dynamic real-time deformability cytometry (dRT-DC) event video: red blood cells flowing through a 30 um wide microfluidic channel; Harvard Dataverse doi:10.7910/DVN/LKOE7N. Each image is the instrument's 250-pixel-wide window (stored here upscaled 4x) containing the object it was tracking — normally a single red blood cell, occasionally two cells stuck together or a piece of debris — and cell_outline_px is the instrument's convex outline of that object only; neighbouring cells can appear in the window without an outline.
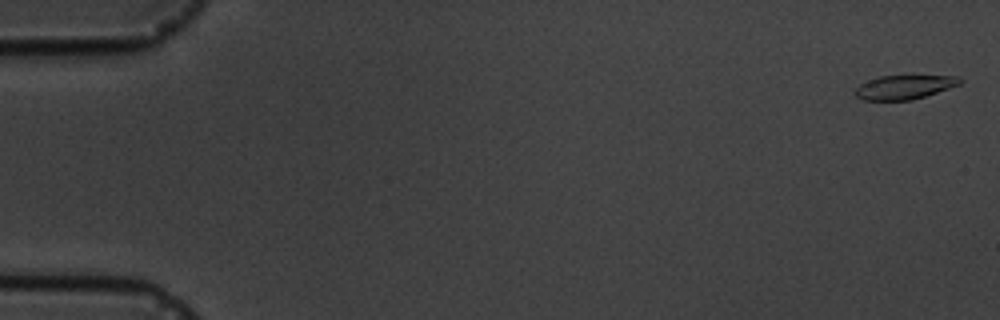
{"species": "common noctule bat (a hibernating species)", "species_latin": "Nyctalus noctula", "temperature_condition": "cold", "stored_images_in_passage": 10, "camera_frame_rate_fps": 3000, "um_per_image_px": 0.085, "animal": {"sex": "male", "body_mass_g": 19.5, "forearm_length_mm": 54.6}, "frame": {"image": 1, "passage_image": 1, "time_ms": 0.0, "image_size_px": [1000, 320], "cell_outline_px": [[964, 80], [960, 84], [912, 100], [864, 100], [856, 96], [852, 92], [860, 84], [876, 76], [912, 72], [960, 76]], "centroid_in_image_um": [76.91, 7.32], "position_along_channel_um": 8.1, "area_um2": 15.84}}
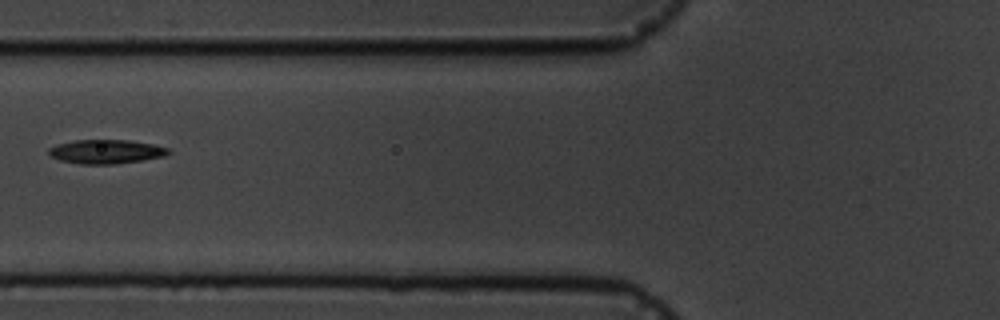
{"frame": {"image": 2, "passage_image": 7, "time_ms": 7.0, "image_size_px": [1000, 320], "cell_outline_px": [[172, 152], [164, 156], [144, 160], [116, 164], [80, 164], [60, 160], [52, 156], [48, 152], [48, 148], [56, 144], [76, 140], [128, 140], [152, 144], [168, 148]], "centroid_in_image_um": [9.02, 12.89], "position_along_channel_um": 116.8, "area_um2": 16.76}}
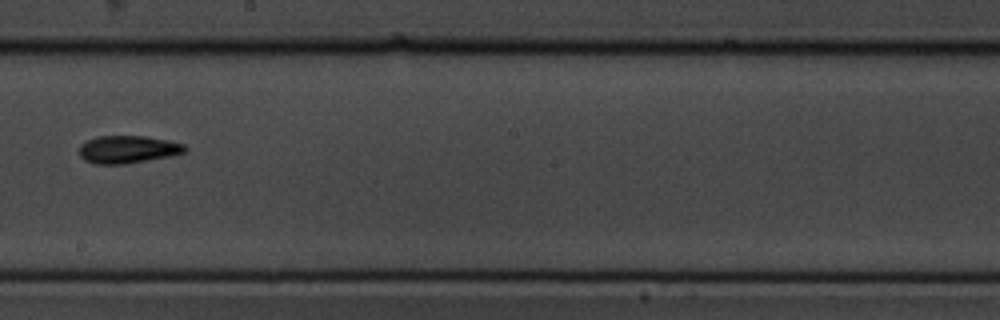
{"frame": {"image": 3, "passage_image": 10, "time_ms": 10.333, "image_size_px": [1000, 320], "cell_outline_px": [[188, 148], [184, 152], [172, 156], [124, 164], [96, 164], [84, 160], [80, 156], [80, 144], [88, 140], [100, 136], [144, 136], [168, 140], [184, 144]], "centroid_in_image_um": [10.88, 12.7], "position_along_channel_um": 237.3, "area_um2": 16.99}}